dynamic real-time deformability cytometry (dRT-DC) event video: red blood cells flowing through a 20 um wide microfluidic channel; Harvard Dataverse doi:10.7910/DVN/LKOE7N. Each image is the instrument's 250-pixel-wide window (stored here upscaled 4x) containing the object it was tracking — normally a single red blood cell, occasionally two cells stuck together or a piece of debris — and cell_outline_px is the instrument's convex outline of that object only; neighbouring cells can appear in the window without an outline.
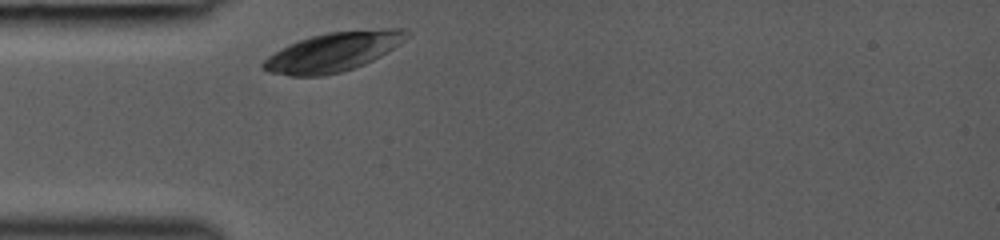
{"species": "common noctule bat (a hibernating species)", "species_latin": "Nyctalus noctula", "temperature_condition": "room temperature", "stored_images_in_passage": 27, "camera_frame_rate_fps": 3000, "um_per_image_px": 0.085, "animal": {"sex": "female", "body_mass_g": 19.0, "forearm_length_mm": 53.3}, "frame": {"image": 1, "passage_image": 1, "time_ms": 0.0, "image_size_px": [1000, 240], "cell_outline_px": [[408, 32], [392, 48], [380, 56], [364, 64], [340, 72], [324, 76], [288, 76], [268, 72], [260, 68], [260, 64], [268, 56], [300, 40], [312, 36], [328, 32], [384, 28], [400, 28]], "centroid_in_image_um": [28.24, 4.43], "position_along_channel_um": 56.8, "area_um2": 32.02}}
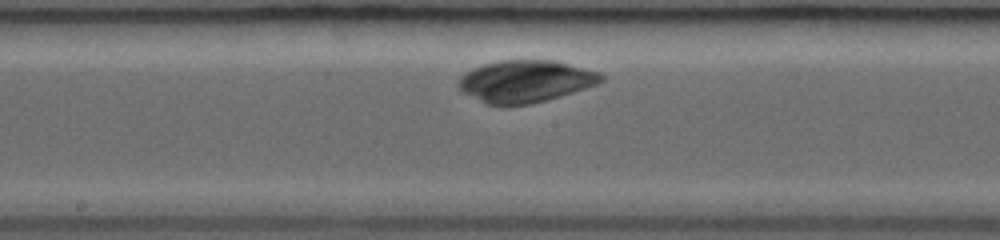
{"frame": {"image": 2, "passage_image": 12, "time_ms": 3.667, "image_size_px": [1000, 240], "cell_outline_px": [[604, 80], [596, 84], [560, 96], [532, 104], [504, 108], [488, 104], [464, 92], [456, 84], [460, 76], [464, 72], [472, 68], [484, 64], [500, 60], [552, 60], [600, 72], [604, 76]], "centroid_in_image_um": [44.62, 6.93], "position_along_channel_um": 203.6, "area_um2": 35.2}}
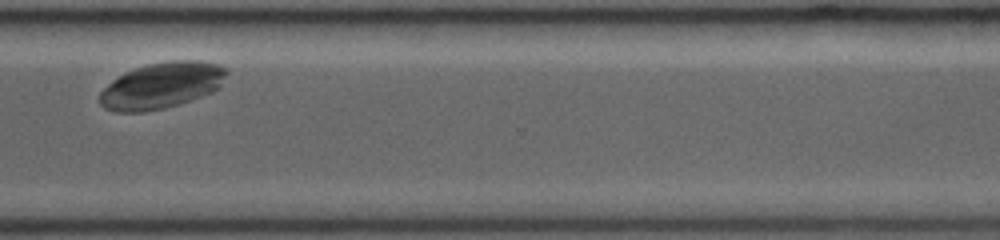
{"frame": {"image": 3, "passage_image": 23, "time_ms": 7.333, "image_size_px": [1000, 240], "cell_outline_px": [[228, 72], [220, 88], [212, 92], [180, 104], [164, 108], [144, 112], [116, 112], [104, 108], [100, 104], [100, 92], [112, 80], [124, 72], [148, 64], [172, 60], [200, 60], [220, 64], [228, 68]], "centroid_in_image_um": [13.77, 7.26], "position_along_channel_um": 356.8, "area_um2": 34.39}}